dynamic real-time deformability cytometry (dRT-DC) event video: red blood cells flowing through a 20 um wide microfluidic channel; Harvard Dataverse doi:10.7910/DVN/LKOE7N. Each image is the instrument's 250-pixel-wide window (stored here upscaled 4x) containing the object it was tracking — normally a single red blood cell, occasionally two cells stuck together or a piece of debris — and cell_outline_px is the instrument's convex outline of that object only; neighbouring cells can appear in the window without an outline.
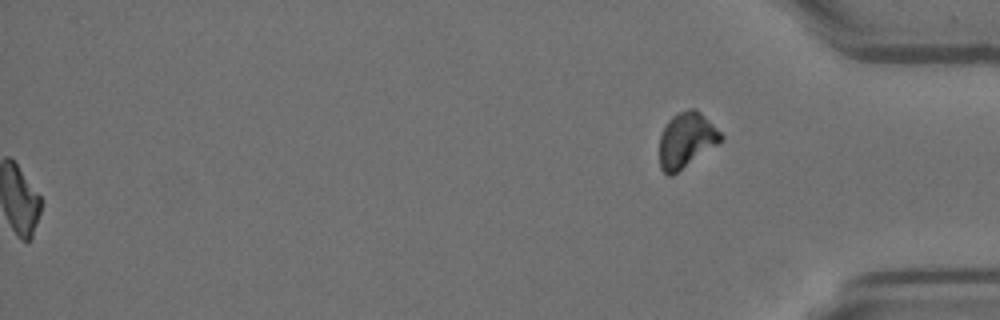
{"species": "Egyptian fruit bat (a non-hibernating species)", "species_latin": "Rousettus aegyptiacus", "temperature_condition": "room temperature", "stored_images_in_passage": 56, "segment_of_instrument_passage": [2, 2], "camera_frame_rate_fps": 3000, "um_per_image_px": 0.085, "animal": {"sex": "female"}, "frame": {"image": 1, "passage_image": 56, "time_ms": 18.333, "image_size_px": [1000, 320], "cell_outline_px": [[724, 140], [672, 176], [668, 176], [660, 168], [660, 136], [668, 120], [672, 116], [688, 108], [696, 108], [724, 136]], "centroid_in_image_um": [58.34, 11.91], "position_along_channel_um": 376.9, "area_um2": 19.71}}